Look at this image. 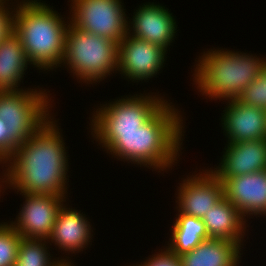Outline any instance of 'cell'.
Listing matches in <instances>:
<instances>
[{
	"label": "cell",
	"instance_id": "cell-12",
	"mask_svg": "<svg viewBox=\"0 0 266 266\" xmlns=\"http://www.w3.org/2000/svg\"><path fill=\"white\" fill-rule=\"evenodd\" d=\"M135 13L130 25L132 27L129 25L127 27L128 34L161 46L167 51V47L170 46L177 32L176 21L172 13L164 6L153 2L140 6ZM130 28L133 29L132 33H130Z\"/></svg>",
	"mask_w": 266,
	"mask_h": 266
},
{
	"label": "cell",
	"instance_id": "cell-21",
	"mask_svg": "<svg viewBox=\"0 0 266 266\" xmlns=\"http://www.w3.org/2000/svg\"><path fill=\"white\" fill-rule=\"evenodd\" d=\"M45 244L47 241L43 239L21 237L15 266H56L60 260L51 262Z\"/></svg>",
	"mask_w": 266,
	"mask_h": 266
},
{
	"label": "cell",
	"instance_id": "cell-6",
	"mask_svg": "<svg viewBox=\"0 0 266 266\" xmlns=\"http://www.w3.org/2000/svg\"><path fill=\"white\" fill-rule=\"evenodd\" d=\"M33 90L0 91V118L9 135V159L19 144L32 137L51 118L47 92Z\"/></svg>",
	"mask_w": 266,
	"mask_h": 266
},
{
	"label": "cell",
	"instance_id": "cell-10",
	"mask_svg": "<svg viewBox=\"0 0 266 266\" xmlns=\"http://www.w3.org/2000/svg\"><path fill=\"white\" fill-rule=\"evenodd\" d=\"M166 50L128 33L118 43V68L132 81L148 80L163 67Z\"/></svg>",
	"mask_w": 266,
	"mask_h": 266
},
{
	"label": "cell",
	"instance_id": "cell-13",
	"mask_svg": "<svg viewBox=\"0 0 266 266\" xmlns=\"http://www.w3.org/2000/svg\"><path fill=\"white\" fill-rule=\"evenodd\" d=\"M219 166L210 171L220 180L266 170V139L228 143Z\"/></svg>",
	"mask_w": 266,
	"mask_h": 266
},
{
	"label": "cell",
	"instance_id": "cell-15",
	"mask_svg": "<svg viewBox=\"0 0 266 266\" xmlns=\"http://www.w3.org/2000/svg\"><path fill=\"white\" fill-rule=\"evenodd\" d=\"M222 126L228 143L266 139V109L228 100Z\"/></svg>",
	"mask_w": 266,
	"mask_h": 266
},
{
	"label": "cell",
	"instance_id": "cell-23",
	"mask_svg": "<svg viewBox=\"0 0 266 266\" xmlns=\"http://www.w3.org/2000/svg\"><path fill=\"white\" fill-rule=\"evenodd\" d=\"M237 100L245 105L266 109V66L261 70L260 75L242 91Z\"/></svg>",
	"mask_w": 266,
	"mask_h": 266
},
{
	"label": "cell",
	"instance_id": "cell-8",
	"mask_svg": "<svg viewBox=\"0 0 266 266\" xmlns=\"http://www.w3.org/2000/svg\"><path fill=\"white\" fill-rule=\"evenodd\" d=\"M74 27L119 43L128 33V22L120 0H72Z\"/></svg>",
	"mask_w": 266,
	"mask_h": 266
},
{
	"label": "cell",
	"instance_id": "cell-9",
	"mask_svg": "<svg viewBox=\"0 0 266 266\" xmlns=\"http://www.w3.org/2000/svg\"><path fill=\"white\" fill-rule=\"evenodd\" d=\"M24 195L25 204L18 213L17 222L10 225L23 238L28 239H49L58 211L65 202V196L49 194H30Z\"/></svg>",
	"mask_w": 266,
	"mask_h": 266
},
{
	"label": "cell",
	"instance_id": "cell-20",
	"mask_svg": "<svg viewBox=\"0 0 266 266\" xmlns=\"http://www.w3.org/2000/svg\"><path fill=\"white\" fill-rule=\"evenodd\" d=\"M172 228V238L167 249L178 257L209 238L202 219L183 213H178Z\"/></svg>",
	"mask_w": 266,
	"mask_h": 266
},
{
	"label": "cell",
	"instance_id": "cell-27",
	"mask_svg": "<svg viewBox=\"0 0 266 266\" xmlns=\"http://www.w3.org/2000/svg\"><path fill=\"white\" fill-rule=\"evenodd\" d=\"M56 266H73L70 261L65 259H60L59 263Z\"/></svg>",
	"mask_w": 266,
	"mask_h": 266
},
{
	"label": "cell",
	"instance_id": "cell-22",
	"mask_svg": "<svg viewBox=\"0 0 266 266\" xmlns=\"http://www.w3.org/2000/svg\"><path fill=\"white\" fill-rule=\"evenodd\" d=\"M20 240L10 224H0V266H15Z\"/></svg>",
	"mask_w": 266,
	"mask_h": 266
},
{
	"label": "cell",
	"instance_id": "cell-7",
	"mask_svg": "<svg viewBox=\"0 0 266 266\" xmlns=\"http://www.w3.org/2000/svg\"><path fill=\"white\" fill-rule=\"evenodd\" d=\"M166 102L162 97L142 94L105 104L93 114L92 136L119 137V133L137 132Z\"/></svg>",
	"mask_w": 266,
	"mask_h": 266
},
{
	"label": "cell",
	"instance_id": "cell-3",
	"mask_svg": "<svg viewBox=\"0 0 266 266\" xmlns=\"http://www.w3.org/2000/svg\"><path fill=\"white\" fill-rule=\"evenodd\" d=\"M14 10V32L19 36L30 64L54 69L64 55L65 24L56 11L37 0H24ZM67 26V27H66Z\"/></svg>",
	"mask_w": 266,
	"mask_h": 266
},
{
	"label": "cell",
	"instance_id": "cell-19",
	"mask_svg": "<svg viewBox=\"0 0 266 266\" xmlns=\"http://www.w3.org/2000/svg\"><path fill=\"white\" fill-rule=\"evenodd\" d=\"M29 63L21 40L13 31L0 42V91L20 90L17 87Z\"/></svg>",
	"mask_w": 266,
	"mask_h": 266
},
{
	"label": "cell",
	"instance_id": "cell-16",
	"mask_svg": "<svg viewBox=\"0 0 266 266\" xmlns=\"http://www.w3.org/2000/svg\"><path fill=\"white\" fill-rule=\"evenodd\" d=\"M89 223L80 212L72 208L68 209L62 204L48 241L54 242L59 249L66 252L83 251L81 249L86 248L92 237Z\"/></svg>",
	"mask_w": 266,
	"mask_h": 266
},
{
	"label": "cell",
	"instance_id": "cell-11",
	"mask_svg": "<svg viewBox=\"0 0 266 266\" xmlns=\"http://www.w3.org/2000/svg\"><path fill=\"white\" fill-rule=\"evenodd\" d=\"M184 179L178 187V213L204 218L224 197L222 182L209 170Z\"/></svg>",
	"mask_w": 266,
	"mask_h": 266
},
{
	"label": "cell",
	"instance_id": "cell-18",
	"mask_svg": "<svg viewBox=\"0 0 266 266\" xmlns=\"http://www.w3.org/2000/svg\"><path fill=\"white\" fill-rule=\"evenodd\" d=\"M244 218L237 208L223 197L202 220L209 238L227 239L243 245L241 241L246 229Z\"/></svg>",
	"mask_w": 266,
	"mask_h": 266
},
{
	"label": "cell",
	"instance_id": "cell-5",
	"mask_svg": "<svg viewBox=\"0 0 266 266\" xmlns=\"http://www.w3.org/2000/svg\"><path fill=\"white\" fill-rule=\"evenodd\" d=\"M62 63H67L73 75L83 82L101 81L112 71H117L118 43L84 32L70 23L65 35Z\"/></svg>",
	"mask_w": 266,
	"mask_h": 266
},
{
	"label": "cell",
	"instance_id": "cell-2",
	"mask_svg": "<svg viewBox=\"0 0 266 266\" xmlns=\"http://www.w3.org/2000/svg\"><path fill=\"white\" fill-rule=\"evenodd\" d=\"M175 109L166 102L137 132L95 139L114 156L164 171L174 165L182 145L183 120Z\"/></svg>",
	"mask_w": 266,
	"mask_h": 266
},
{
	"label": "cell",
	"instance_id": "cell-14",
	"mask_svg": "<svg viewBox=\"0 0 266 266\" xmlns=\"http://www.w3.org/2000/svg\"><path fill=\"white\" fill-rule=\"evenodd\" d=\"M221 182L224 197L243 217L251 214L266 216V170L223 179Z\"/></svg>",
	"mask_w": 266,
	"mask_h": 266
},
{
	"label": "cell",
	"instance_id": "cell-26",
	"mask_svg": "<svg viewBox=\"0 0 266 266\" xmlns=\"http://www.w3.org/2000/svg\"><path fill=\"white\" fill-rule=\"evenodd\" d=\"M9 160V135L5 122L0 118V163Z\"/></svg>",
	"mask_w": 266,
	"mask_h": 266
},
{
	"label": "cell",
	"instance_id": "cell-4",
	"mask_svg": "<svg viewBox=\"0 0 266 266\" xmlns=\"http://www.w3.org/2000/svg\"><path fill=\"white\" fill-rule=\"evenodd\" d=\"M198 60L193 81L201 94L211 100L237 99L266 66V59L229 50L212 49Z\"/></svg>",
	"mask_w": 266,
	"mask_h": 266
},
{
	"label": "cell",
	"instance_id": "cell-17",
	"mask_svg": "<svg viewBox=\"0 0 266 266\" xmlns=\"http://www.w3.org/2000/svg\"><path fill=\"white\" fill-rule=\"evenodd\" d=\"M240 247L227 239L208 238L179 258L182 266H237Z\"/></svg>",
	"mask_w": 266,
	"mask_h": 266
},
{
	"label": "cell",
	"instance_id": "cell-1",
	"mask_svg": "<svg viewBox=\"0 0 266 266\" xmlns=\"http://www.w3.org/2000/svg\"><path fill=\"white\" fill-rule=\"evenodd\" d=\"M49 118L8 160L4 180L21 193L65 196L68 159L63 137Z\"/></svg>",
	"mask_w": 266,
	"mask_h": 266
},
{
	"label": "cell",
	"instance_id": "cell-25",
	"mask_svg": "<svg viewBox=\"0 0 266 266\" xmlns=\"http://www.w3.org/2000/svg\"><path fill=\"white\" fill-rule=\"evenodd\" d=\"M6 1L8 0H0V42L14 31L15 11L10 12V8L6 7Z\"/></svg>",
	"mask_w": 266,
	"mask_h": 266
},
{
	"label": "cell",
	"instance_id": "cell-24",
	"mask_svg": "<svg viewBox=\"0 0 266 266\" xmlns=\"http://www.w3.org/2000/svg\"><path fill=\"white\" fill-rule=\"evenodd\" d=\"M165 249L164 251L161 249L160 253L153 255L143 264L141 262V264L136 266H182L180 258L170 252L167 247Z\"/></svg>",
	"mask_w": 266,
	"mask_h": 266
}]
</instances>
